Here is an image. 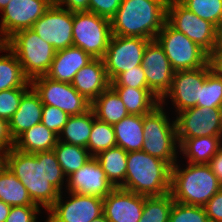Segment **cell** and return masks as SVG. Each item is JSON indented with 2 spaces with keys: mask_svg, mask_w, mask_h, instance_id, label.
Instances as JSON below:
<instances>
[{
  "mask_svg": "<svg viewBox=\"0 0 222 222\" xmlns=\"http://www.w3.org/2000/svg\"><path fill=\"white\" fill-rule=\"evenodd\" d=\"M209 166L211 167L212 172L216 175L218 181L222 185V147L210 160Z\"/></svg>",
  "mask_w": 222,
  "mask_h": 222,
  "instance_id": "cell-46",
  "label": "cell"
},
{
  "mask_svg": "<svg viewBox=\"0 0 222 222\" xmlns=\"http://www.w3.org/2000/svg\"><path fill=\"white\" fill-rule=\"evenodd\" d=\"M212 69V65L209 62L202 68L175 71L171 88L160 100V104L162 106H167L165 103H167L170 98L176 113L191 107H196L199 99L200 87L203 85L207 74Z\"/></svg>",
  "mask_w": 222,
  "mask_h": 222,
  "instance_id": "cell-13",
  "label": "cell"
},
{
  "mask_svg": "<svg viewBox=\"0 0 222 222\" xmlns=\"http://www.w3.org/2000/svg\"><path fill=\"white\" fill-rule=\"evenodd\" d=\"M171 168L167 162L145 151L128 152L125 182L119 188L146 197L168 194Z\"/></svg>",
  "mask_w": 222,
  "mask_h": 222,
  "instance_id": "cell-3",
  "label": "cell"
},
{
  "mask_svg": "<svg viewBox=\"0 0 222 222\" xmlns=\"http://www.w3.org/2000/svg\"><path fill=\"white\" fill-rule=\"evenodd\" d=\"M7 47L16 55L30 81L48 73L56 53L33 29L16 32L7 40Z\"/></svg>",
  "mask_w": 222,
  "mask_h": 222,
  "instance_id": "cell-6",
  "label": "cell"
},
{
  "mask_svg": "<svg viewBox=\"0 0 222 222\" xmlns=\"http://www.w3.org/2000/svg\"><path fill=\"white\" fill-rule=\"evenodd\" d=\"M29 88H14L0 91V118L7 122L17 111L23 94Z\"/></svg>",
  "mask_w": 222,
  "mask_h": 222,
  "instance_id": "cell-38",
  "label": "cell"
},
{
  "mask_svg": "<svg viewBox=\"0 0 222 222\" xmlns=\"http://www.w3.org/2000/svg\"><path fill=\"white\" fill-rule=\"evenodd\" d=\"M43 104L40 96L31 86L22 96L20 105L8 121V129L13 141L27 129L41 123Z\"/></svg>",
  "mask_w": 222,
  "mask_h": 222,
  "instance_id": "cell-21",
  "label": "cell"
},
{
  "mask_svg": "<svg viewBox=\"0 0 222 222\" xmlns=\"http://www.w3.org/2000/svg\"><path fill=\"white\" fill-rule=\"evenodd\" d=\"M96 119L92 108L80 115L70 116L58 134V140L87 148L88 139Z\"/></svg>",
  "mask_w": 222,
  "mask_h": 222,
  "instance_id": "cell-27",
  "label": "cell"
},
{
  "mask_svg": "<svg viewBox=\"0 0 222 222\" xmlns=\"http://www.w3.org/2000/svg\"><path fill=\"white\" fill-rule=\"evenodd\" d=\"M169 222H210L202 206L187 205L174 201Z\"/></svg>",
  "mask_w": 222,
  "mask_h": 222,
  "instance_id": "cell-37",
  "label": "cell"
},
{
  "mask_svg": "<svg viewBox=\"0 0 222 222\" xmlns=\"http://www.w3.org/2000/svg\"><path fill=\"white\" fill-rule=\"evenodd\" d=\"M115 146H117V144L113 125L102 122L96 118L93 121L87 145L90 155L95 157L100 152Z\"/></svg>",
  "mask_w": 222,
  "mask_h": 222,
  "instance_id": "cell-34",
  "label": "cell"
},
{
  "mask_svg": "<svg viewBox=\"0 0 222 222\" xmlns=\"http://www.w3.org/2000/svg\"><path fill=\"white\" fill-rule=\"evenodd\" d=\"M217 46H222V21L217 28Z\"/></svg>",
  "mask_w": 222,
  "mask_h": 222,
  "instance_id": "cell-50",
  "label": "cell"
},
{
  "mask_svg": "<svg viewBox=\"0 0 222 222\" xmlns=\"http://www.w3.org/2000/svg\"><path fill=\"white\" fill-rule=\"evenodd\" d=\"M11 206L0 201V222H6Z\"/></svg>",
  "mask_w": 222,
  "mask_h": 222,
  "instance_id": "cell-48",
  "label": "cell"
},
{
  "mask_svg": "<svg viewBox=\"0 0 222 222\" xmlns=\"http://www.w3.org/2000/svg\"><path fill=\"white\" fill-rule=\"evenodd\" d=\"M7 46V40L4 38V36L2 35L1 31H0V52H4V49Z\"/></svg>",
  "mask_w": 222,
  "mask_h": 222,
  "instance_id": "cell-51",
  "label": "cell"
},
{
  "mask_svg": "<svg viewBox=\"0 0 222 222\" xmlns=\"http://www.w3.org/2000/svg\"><path fill=\"white\" fill-rule=\"evenodd\" d=\"M210 222H222V188L204 206Z\"/></svg>",
  "mask_w": 222,
  "mask_h": 222,
  "instance_id": "cell-43",
  "label": "cell"
},
{
  "mask_svg": "<svg viewBox=\"0 0 222 222\" xmlns=\"http://www.w3.org/2000/svg\"><path fill=\"white\" fill-rule=\"evenodd\" d=\"M177 161L171 168L173 200L179 203L202 206L222 188L209 164H190L185 168Z\"/></svg>",
  "mask_w": 222,
  "mask_h": 222,
  "instance_id": "cell-4",
  "label": "cell"
},
{
  "mask_svg": "<svg viewBox=\"0 0 222 222\" xmlns=\"http://www.w3.org/2000/svg\"><path fill=\"white\" fill-rule=\"evenodd\" d=\"M10 0H0V12L8 5Z\"/></svg>",
  "mask_w": 222,
  "mask_h": 222,
  "instance_id": "cell-53",
  "label": "cell"
},
{
  "mask_svg": "<svg viewBox=\"0 0 222 222\" xmlns=\"http://www.w3.org/2000/svg\"><path fill=\"white\" fill-rule=\"evenodd\" d=\"M65 192L105 198L115 187L107 179L96 157H91L79 170L67 177ZM67 190V191H66Z\"/></svg>",
  "mask_w": 222,
  "mask_h": 222,
  "instance_id": "cell-18",
  "label": "cell"
},
{
  "mask_svg": "<svg viewBox=\"0 0 222 222\" xmlns=\"http://www.w3.org/2000/svg\"><path fill=\"white\" fill-rule=\"evenodd\" d=\"M168 0H122L110 19L112 35L155 40L167 18Z\"/></svg>",
  "mask_w": 222,
  "mask_h": 222,
  "instance_id": "cell-2",
  "label": "cell"
},
{
  "mask_svg": "<svg viewBox=\"0 0 222 222\" xmlns=\"http://www.w3.org/2000/svg\"><path fill=\"white\" fill-rule=\"evenodd\" d=\"M143 120L144 116L129 114L113 125L118 147L126 152L142 150L144 143Z\"/></svg>",
  "mask_w": 222,
  "mask_h": 222,
  "instance_id": "cell-25",
  "label": "cell"
},
{
  "mask_svg": "<svg viewBox=\"0 0 222 222\" xmlns=\"http://www.w3.org/2000/svg\"><path fill=\"white\" fill-rule=\"evenodd\" d=\"M64 192L47 210L45 222H91L103 214V199L97 196ZM68 198L64 201L65 197ZM64 197V198H63Z\"/></svg>",
  "mask_w": 222,
  "mask_h": 222,
  "instance_id": "cell-12",
  "label": "cell"
},
{
  "mask_svg": "<svg viewBox=\"0 0 222 222\" xmlns=\"http://www.w3.org/2000/svg\"><path fill=\"white\" fill-rule=\"evenodd\" d=\"M0 56V91L14 88H30L31 82L24 75L16 55L6 46Z\"/></svg>",
  "mask_w": 222,
  "mask_h": 222,
  "instance_id": "cell-31",
  "label": "cell"
},
{
  "mask_svg": "<svg viewBox=\"0 0 222 222\" xmlns=\"http://www.w3.org/2000/svg\"><path fill=\"white\" fill-rule=\"evenodd\" d=\"M57 5L73 13L89 11V0H60Z\"/></svg>",
  "mask_w": 222,
  "mask_h": 222,
  "instance_id": "cell-44",
  "label": "cell"
},
{
  "mask_svg": "<svg viewBox=\"0 0 222 222\" xmlns=\"http://www.w3.org/2000/svg\"><path fill=\"white\" fill-rule=\"evenodd\" d=\"M6 166L26 187L32 201L45 211L66 188L67 177L53 150L24 153L12 147L6 153Z\"/></svg>",
  "mask_w": 222,
  "mask_h": 222,
  "instance_id": "cell-1",
  "label": "cell"
},
{
  "mask_svg": "<svg viewBox=\"0 0 222 222\" xmlns=\"http://www.w3.org/2000/svg\"><path fill=\"white\" fill-rule=\"evenodd\" d=\"M198 107L222 108V75L212 69L200 87Z\"/></svg>",
  "mask_w": 222,
  "mask_h": 222,
  "instance_id": "cell-35",
  "label": "cell"
},
{
  "mask_svg": "<svg viewBox=\"0 0 222 222\" xmlns=\"http://www.w3.org/2000/svg\"><path fill=\"white\" fill-rule=\"evenodd\" d=\"M30 82L43 105L59 108L69 116L83 114L91 108V102L71 83L55 81L46 75L35 77Z\"/></svg>",
  "mask_w": 222,
  "mask_h": 222,
  "instance_id": "cell-10",
  "label": "cell"
},
{
  "mask_svg": "<svg viewBox=\"0 0 222 222\" xmlns=\"http://www.w3.org/2000/svg\"><path fill=\"white\" fill-rule=\"evenodd\" d=\"M210 63L212 68L222 75V46H217L210 55Z\"/></svg>",
  "mask_w": 222,
  "mask_h": 222,
  "instance_id": "cell-47",
  "label": "cell"
},
{
  "mask_svg": "<svg viewBox=\"0 0 222 222\" xmlns=\"http://www.w3.org/2000/svg\"><path fill=\"white\" fill-rule=\"evenodd\" d=\"M198 17L211 22L216 28L222 21V0H179Z\"/></svg>",
  "mask_w": 222,
  "mask_h": 222,
  "instance_id": "cell-36",
  "label": "cell"
},
{
  "mask_svg": "<svg viewBox=\"0 0 222 222\" xmlns=\"http://www.w3.org/2000/svg\"><path fill=\"white\" fill-rule=\"evenodd\" d=\"M6 153L7 150L0 148V171L6 166Z\"/></svg>",
  "mask_w": 222,
  "mask_h": 222,
  "instance_id": "cell-49",
  "label": "cell"
},
{
  "mask_svg": "<svg viewBox=\"0 0 222 222\" xmlns=\"http://www.w3.org/2000/svg\"><path fill=\"white\" fill-rule=\"evenodd\" d=\"M70 116L51 105H43L41 123L57 135L60 133Z\"/></svg>",
  "mask_w": 222,
  "mask_h": 222,
  "instance_id": "cell-40",
  "label": "cell"
},
{
  "mask_svg": "<svg viewBox=\"0 0 222 222\" xmlns=\"http://www.w3.org/2000/svg\"><path fill=\"white\" fill-rule=\"evenodd\" d=\"M0 201L11 207L37 205L26 187L7 166L0 171Z\"/></svg>",
  "mask_w": 222,
  "mask_h": 222,
  "instance_id": "cell-29",
  "label": "cell"
},
{
  "mask_svg": "<svg viewBox=\"0 0 222 222\" xmlns=\"http://www.w3.org/2000/svg\"><path fill=\"white\" fill-rule=\"evenodd\" d=\"M31 29L56 51L73 46V12L58 5H51Z\"/></svg>",
  "mask_w": 222,
  "mask_h": 222,
  "instance_id": "cell-15",
  "label": "cell"
},
{
  "mask_svg": "<svg viewBox=\"0 0 222 222\" xmlns=\"http://www.w3.org/2000/svg\"><path fill=\"white\" fill-rule=\"evenodd\" d=\"M166 21L209 55L217 47V28L191 12L179 0H168Z\"/></svg>",
  "mask_w": 222,
  "mask_h": 222,
  "instance_id": "cell-9",
  "label": "cell"
},
{
  "mask_svg": "<svg viewBox=\"0 0 222 222\" xmlns=\"http://www.w3.org/2000/svg\"><path fill=\"white\" fill-rule=\"evenodd\" d=\"M142 67L149 90L161 100L171 88L175 71L156 40H151L147 44L143 53Z\"/></svg>",
  "mask_w": 222,
  "mask_h": 222,
  "instance_id": "cell-17",
  "label": "cell"
},
{
  "mask_svg": "<svg viewBox=\"0 0 222 222\" xmlns=\"http://www.w3.org/2000/svg\"><path fill=\"white\" fill-rule=\"evenodd\" d=\"M53 151L66 177L79 170L92 157L87 148L59 140Z\"/></svg>",
  "mask_w": 222,
  "mask_h": 222,
  "instance_id": "cell-32",
  "label": "cell"
},
{
  "mask_svg": "<svg viewBox=\"0 0 222 222\" xmlns=\"http://www.w3.org/2000/svg\"><path fill=\"white\" fill-rule=\"evenodd\" d=\"M151 40L112 35L102 58L110 82L121 73L142 65L143 53Z\"/></svg>",
  "mask_w": 222,
  "mask_h": 222,
  "instance_id": "cell-11",
  "label": "cell"
},
{
  "mask_svg": "<svg viewBox=\"0 0 222 222\" xmlns=\"http://www.w3.org/2000/svg\"><path fill=\"white\" fill-rule=\"evenodd\" d=\"M175 115L177 138L221 136L222 108L196 106Z\"/></svg>",
  "mask_w": 222,
  "mask_h": 222,
  "instance_id": "cell-14",
  "label": "cell"
},
{
  "mask_svg": "<svg viewBox=\"0 0 222 222\" xmlns=\"http://www.w3.org/2000/svg\"><path fill=\"white\" fill-rule=\"evenodd\" d=\"M71 85L92 103L110 86L103 60L93 58L76 73Z\"/></svg>",
  "mask_w": 222,
  "mask_h": 222,
  "instance_id": "cell-20",
  "label": "cell"
},
{
  "mask_svg": "<svg viewBox=\"0 0 222 222\" xmlns=\"http://www.w3.org/2000/svg\"><path fill=\"white\" fill-rule=\"evenodd\" d=\"M143 206V195L118 187L103 199V214L109 222H139Z\"/></svg>",
  "mask_w": 222,
  "mask_h": 222,
  "instance_id": "cell-19",
  "label": "cell"
},
{
  "mask_svg": "<svg viewBox=\"0 0 222 222\" xmlns=\"http://www.w3.org/2000/svg\"><path fill=\"white\" fill-rule=\"evenodd\" d=\"M164 107L159 104L150 113L144 115L142 151L167 162L172 167L179 160L177 159L179 142L175 117L171 120Z\"/></svg>",
  "mask_w": 222,
  "mask_h": 222,
  "instance_id": "cell-5",
  "label": "cell"
},
{
  "mask_svg": "<svg viewBox=\"0 0 222 222\" xmlns=\"http://www.w3.org/2000/svg\"><path fill=\"white\" fill-rule=\"evenodd\" d=\"M110 86H128L136 89H149L142 65L121 73Z\"/></svg>",
  "mask_w": 222,
  "mask_h": 222,
  "instance_id": "cell-39",
  "label": "cell"
},
{
  "mask_svg": "<svg viewBox=\"0 0 222 222\" xmlns=\"http://www.w3.org/2000/svg\"><path fill=\"white\" fill-rule=\"evenodd\" d=\"M51 5L46 0H10L0 12L2 35L8 40L18 31L31 29Z\"/></svg>",
  "mask_w": 222,
  "mask_h": 222,
  "instance_id": "cell-16",
  "label": "cell"
},
{
  "mask_svg": "<svg viewBox=\"0 0 222 222\" xmlns=\"http://www.w3.org/2000/svg\"><path fill=\"white\" fill-rule=\"evenodd\" d=\"M173 202L170 192L162 196H144V206L139 222H169Z\"/></svg>",
  "mask_w": 222,
  "mask_h": 222,
  "instance_id": "cell-33",
  "label": "cell"
},
{
  "mask_svg": "<svg viewBox=\"0 0 222 222\" xmlns=\"http://www.w3.org/2000/svg\"><path fill=\"white\" fill-rule=\"evenodd\" d=\"M91 222H109L104 214L99 216L96 219H93Z\"/></svg>",
  "mask_w": 222,
  "mask_h": 222,
  "instance_id": "cell-52",
  "label": "cell"
},
{
  "mask_svg": "<svg viewBox=\"0 0 222 222\" xmlns=\"http://www.w3.org/2000/svg\"><path fill=\"white\" fill-rule=\"evenodd\" d=\"M111 87L117 92L130 115L144 116L160 104V100L149 89Z\"/></svg>",
  "mask_w": 222,
  "mask_h": 222,
  "instance_id": "cell-28",
  "label": "cell"
},
{
  "mask_svg": "<svg viewBox=\"0 0 222 222\" xmlns=\"http://www.w3.org/2000/svg\"><path fill=\"white\" fill-rule=\"evenodd\" d=\"M91 108L98 120L110 125L129 115L123 101L111 86L91 103Z\"/></svg>",
  "mask_w": 222,
  "mask_h": 222,
  "instance_id": "cell-26",
  "label": "cell"
},
{
  "mask_svg": "<svg viewBox=\"0 0 222 222\" xmlns=\"http://www.w3.org/2000/svg\"><path fill=\"white\" fill-rule=\"evenodd\" d=\"M52 5H57L60 0H46Z\"/></svg>",
  "mask_w": 222,
  "mask_h": 222,
  "instance_id": "cell-54",
  "label": "cell"
},
{
  "mask_svg": "<svg viewBox=\"0 0 222 222\" xmlns=\"http://www.w3.org/2000/svg\"><path fill=\"white\" fill-rule=\"evenodd\" d=\"M122 0H89V11L99 16L111 19L117 9L120 7Z\"/></svg>",
  "mask_w": 222,
  "mask_h": 222,
  "instance_id": "cell-42",
  "label": "cell"
},
{
  "mask_svg": "<svg viewBox=\"0 0 222 222\" xmlns=\"http://www.w3.org/2000/svg\"><path fill=\"white\" fill-rule=\"evenodd\" d=\"M155 40L163 48L174 71L202 68L210 62V55L204 49L167 21Z\"/></svg>",
  "mask_w": 222,
  "mask_h": 222,
  "instance_id": "cell-7",
  "label": "cell"
},
{
  "mask_svg": "<svg viewBox=\"0 0 222 222\" xmlns=\"http://www.w3.org/2000/svg\"><path fill=\"white\" fill-rule=\"evenodd\" d=\"M58 141V135L39 123L24 131L14 140L13 148L24 153H36L53 150Z\"/></svg>",
  "mask_w": 222,
  "mask_h": 222,
  "instance_id": "cell-24",
  "label": "cell"
},
{
  "mask_svg": "<svg viewBox=\"0 0 222 222\" xmlns=\"http://www.w3.org/2000/svg\"><path fill=\"white\" fill-rule=\"evenodd\" d=\"M73 46L102 59L112 37L110 20L92 12L73 13Z\"/></svg>",
  "mask_w": 222,
  "mask_h": 222,
  "instance_id": "cell-8",
  "label": "cell"
},
{
  "mask_svg": "<svg viewBox=\"0 0 222 222\" xmlns=\"http://www.w3.org/2000/svg\"><path fill=\"white\" fill-rule=\"evenodd\" d=\"M179 152L190 164H209L222 147V136L177 138Z\"/></svg>",
  "mask_w": 222,
  "mask_h": 222,
  "instance_id": "cell-23",
  "label": "cell"
},
{
  "mask_svg": "<svg viewBox=\"0 0 222 222\" xmlns=\"http://www.w3.org/2000/svg\"><path fill=\"white\" fill-rule=\"evenodd\" d=\"M127 154L121 147L115 146L100 152L96 157L105 172L107 179L115 188L125 182Z\"/></svg>",
  "mask_w": 222,
  "mask_h": 222,
  "instance_id": "cell-30",
  "label": "cell"
},
{
  "mask_svg": "<svg viewBox=\"0 0 222 222\" xmlns=\"http://www.w3.org/2000/svg\"><path fill=\"white\" fill-rule=\"evenodd\" d=\"M39 205L14 206L11 207L6 222H38V216L41 214Z\"/></svg>",
  "mask_w": 222,
  "mask_h": 222,
  "instance_id": "cell-41",
  "label": "cell"
},
{
  "mask_svg": "<svg viewBox=\"0 0 222 222\" xmlns=\"http://www.w3.org/2000/svg\"><path fill=\"white\" fill-rule=\"evenodd\" d=\"M14 146V141L10 136L8 122L0 118V148L9 150Z\"/></svg>",
  "mask_w": 222,
  "mask_h": 222,
  "instance_id": "cell-45",
  "label": "cell"
},
{
  "mask_svg": "<svg viewBox=\"0 0 222 222\" xmlns=\"http://www.w3.org/2000/svg\"><path fill=\"white\" fill-rule=\"evenodd\" d=\"M92 59L80 47L70 46L58 50L46 76L55 81L71 83L76 73Z\"/></svg>",
  "mask_w": 222,
  "mask_h": 222,
  "instance_id": "cell-22",
  "label": "cell"
}]
</instances>
